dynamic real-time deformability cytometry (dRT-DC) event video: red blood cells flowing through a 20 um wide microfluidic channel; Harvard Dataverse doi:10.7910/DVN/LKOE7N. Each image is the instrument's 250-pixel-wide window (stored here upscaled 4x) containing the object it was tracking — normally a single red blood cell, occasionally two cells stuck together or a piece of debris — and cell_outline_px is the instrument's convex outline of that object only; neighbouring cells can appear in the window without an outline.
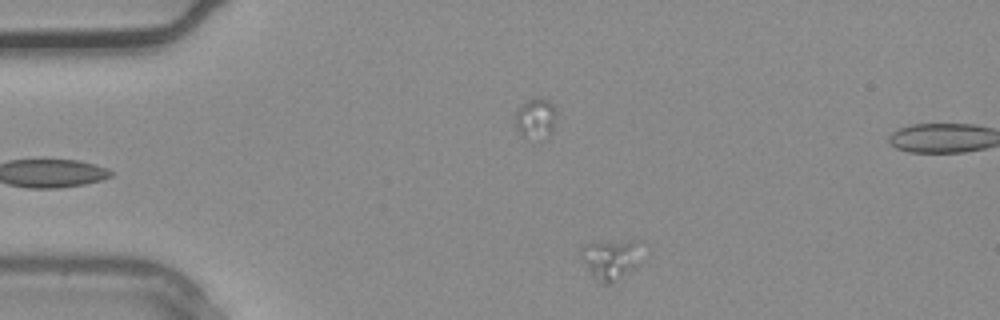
{"species": "common noctule bat (a hibernating species)", "species_latin": "Nyctalus noctula", "temperature_condition": "warm", "stored_images_in_passage": 32, "camera_frame_rate_fps": 3000, "um_per_image_px": 0.085, "animal": {"sex": "male", "body_mass_g": 20.4}, "frame": {"image": 1, "passage_image": 1, "time_ms": 0.0, "image_size_px": [1000, 320], "cell_outline_px": [[636, 264], [608, 284], [600, 284], [592, 276], [580, 260], [580, 248], [584, 244], [628, 240], [632, 240]], "centroid_in_image_um": [51.67, 22.06], "position_along_channel_um": 33.3, "area_um2": 13.01}}
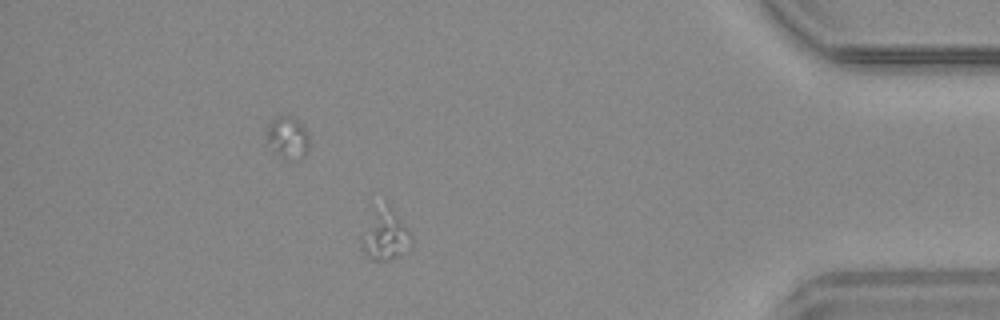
{"frame": {"image": 2, "passage_image": 27, "time_ms": 8.667, "image_size_px": [1000, 320], "cell_outline_px": [[412, 244], [388, 260], [372, 260], [364, 252], [360, 244], [360, 240], [376, 204], [388, 200], [412, 236]], "centroid_in_image_um": [32.72, 19.86], "position_along_channel_um": 402.5, "area_um2": 14.74}}